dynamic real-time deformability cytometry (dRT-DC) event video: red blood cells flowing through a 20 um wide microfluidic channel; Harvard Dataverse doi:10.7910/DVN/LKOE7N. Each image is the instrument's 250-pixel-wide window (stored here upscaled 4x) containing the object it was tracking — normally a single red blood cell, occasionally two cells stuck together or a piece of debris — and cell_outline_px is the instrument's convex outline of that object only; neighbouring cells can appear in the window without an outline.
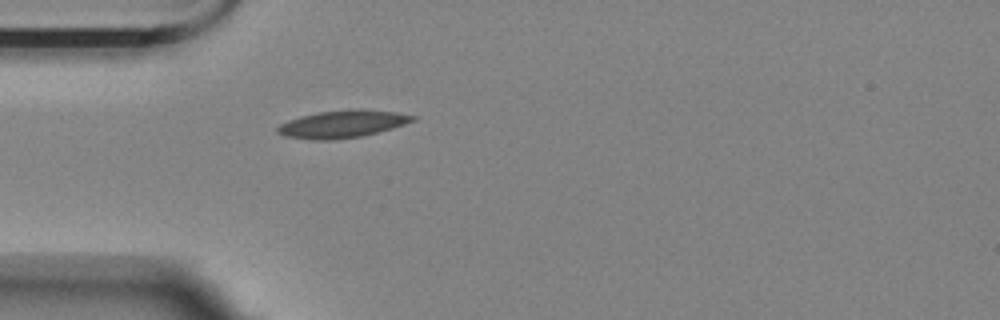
{"species": "Egyptian fruit bat (a non-hibernating species)", "species_latin": "Rousettus aegyptiacus", "temperature_condition": "room temperature", "stored_images_in_passage": 4, "camera_frame_rate_fps": 3000, "um_per_image_px": 0.085, "animal": {"sex": "female"}, "frame": {"image": 1, "passage_image": 4, "time_ms": 4.667, "image_size_px": [1000, 320], "cell_outline_px": [[416, 120], [392, 128], [360, 136], [332, 140], [312, 140], [284, 136], [276, 132], [276, 128], [280, 124], [288, 120], [300, 116], [320, 112], [356, 108], [360, 108], [396, 112], [416, 116]], "centroid_in_image_um": [29.08, 10.53], "position_along_channel_um": 55.9, "area_um2": 21.62}}